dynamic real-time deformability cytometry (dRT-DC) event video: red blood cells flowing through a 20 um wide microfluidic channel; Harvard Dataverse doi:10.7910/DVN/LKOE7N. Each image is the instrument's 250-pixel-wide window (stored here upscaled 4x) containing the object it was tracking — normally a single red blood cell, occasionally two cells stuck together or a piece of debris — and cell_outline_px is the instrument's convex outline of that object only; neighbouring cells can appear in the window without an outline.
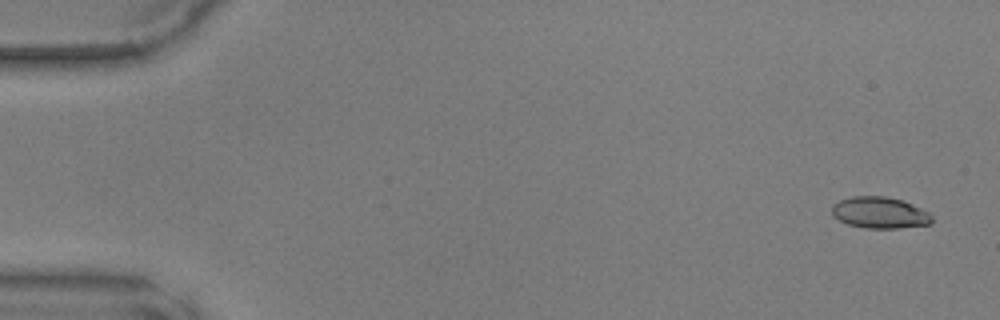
{"species": "common noctule bat (a hibernating species)", "species_latin": "Nyctalus noctula", "temperature_condition": "warm", "stored_images_in_passage": 49, "camera_frame_rate_fps": 3000, "um_per_image_px": 0.085, "animal": {"sex": "male", "body_mass_g": 17.9, "forearm_length_mm": 54.2}, "frame": {"image": 1, "passage_image": 3, "time_ms": 0.667, "image_size_px": [1000, 320], "cell_outline_px": [[932, 224], [900, 228], [864, 228], [848, 224], [832, 216], [832, 204], [840, 200], [852, 196], [884, 196], [904, 200], [928, 212], [932, 216]], "centroid_in_image_um": [74.78, 18.08], "position_along_channel_um": 10.2, "area_um2": 18.44}}
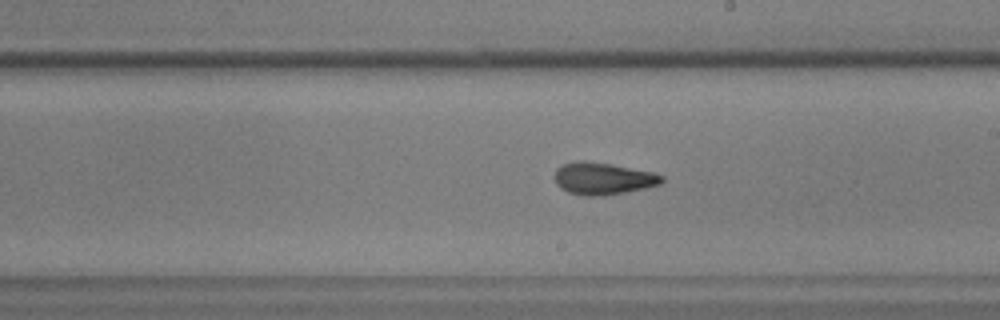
{"frame": {"image": 2, "passage_image": 29, "time_ms": 9.333, "image_size_px": [1000, 320], "cell_outline_px": [[664, 180], [660, 184], [644, 188], [604, 196], [580, 196], [568, 192], [560, 188], [556, 184], [552, 176], [556, 168], [564, 164], [576, 160], [584, 160], [612, 164], [652, 172], [664, 176]], "centroid_in_image_um": [51.19, 15.17], "position_along_channel_um": 237.8, "area_um2": 20.35}}
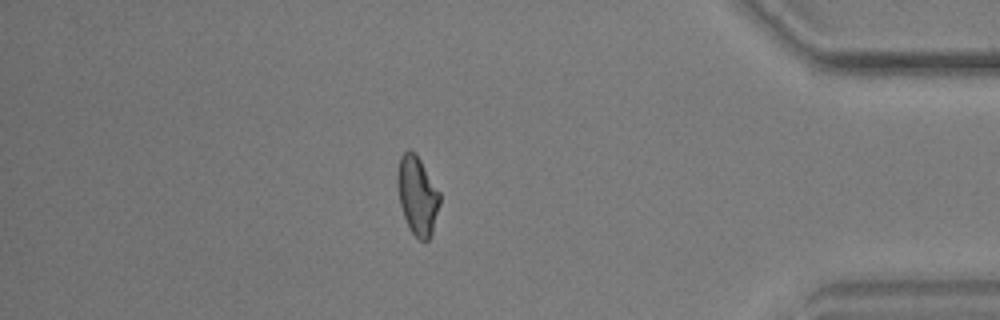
{"frame": {"image": 3, "passage_image": 43, "time_ms": 14.0, "image_size_px": [1000, 320], "cell_outline_px": [[440, 204], [432, 232], [428, 240], [420, 240], [408, 228], [400, 204], [396, 180], [396, 176], [400, 156], [408, 148], [416, 152], [440, 192]], "centroid_in_image_um": [35.47, 16.57], "position_along_channel_um": 399.7, "area_um2": 19.54}}